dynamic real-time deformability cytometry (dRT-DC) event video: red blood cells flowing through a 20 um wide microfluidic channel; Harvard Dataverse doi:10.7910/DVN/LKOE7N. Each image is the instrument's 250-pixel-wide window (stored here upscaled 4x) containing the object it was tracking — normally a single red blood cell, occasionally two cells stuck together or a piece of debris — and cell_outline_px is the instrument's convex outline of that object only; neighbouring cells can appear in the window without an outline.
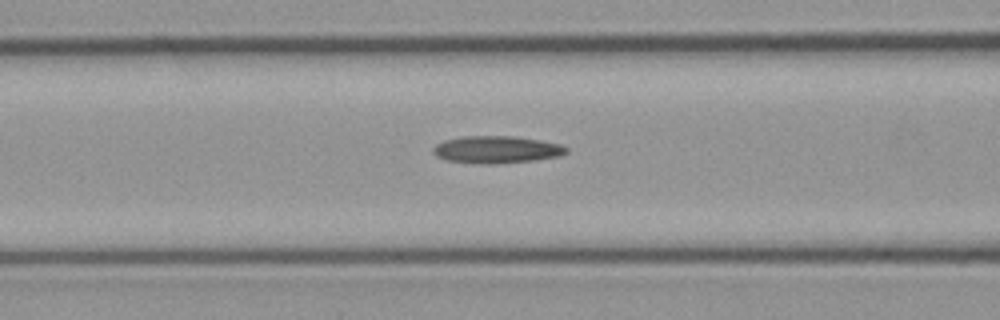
{"species": "common noctule bat (a hibernating species)", "species_latin": "Nyctalus noctula", "temperature_condition": "cold", "stored_images_in_passage": 11, "camera_frame_rate_fps": 3000, "um_per_image_px": 0.085, "animal": {"sex": "male", "body_mass_g": 23.1, "forearm_length_mm": 52.7}, "frame": {"image": 1, "passage_image": 10, "time_ms": 3.0, "image_size_px": [1000, 320], "cell_outline_px": [[568, 152], [560, 156], [532, 160], [496, 164], [472, 164], [444, 160], [436, 156], [432, 152], [432, 148], [436, 144], [444, 140], [464, 136], [512, 136], [540, 140], [560, 144], [568, 148]], "centroid_in_image_um": [42.16, 12.72], "position_along_channel_um": 124.4, "area_um2": 21.39}}